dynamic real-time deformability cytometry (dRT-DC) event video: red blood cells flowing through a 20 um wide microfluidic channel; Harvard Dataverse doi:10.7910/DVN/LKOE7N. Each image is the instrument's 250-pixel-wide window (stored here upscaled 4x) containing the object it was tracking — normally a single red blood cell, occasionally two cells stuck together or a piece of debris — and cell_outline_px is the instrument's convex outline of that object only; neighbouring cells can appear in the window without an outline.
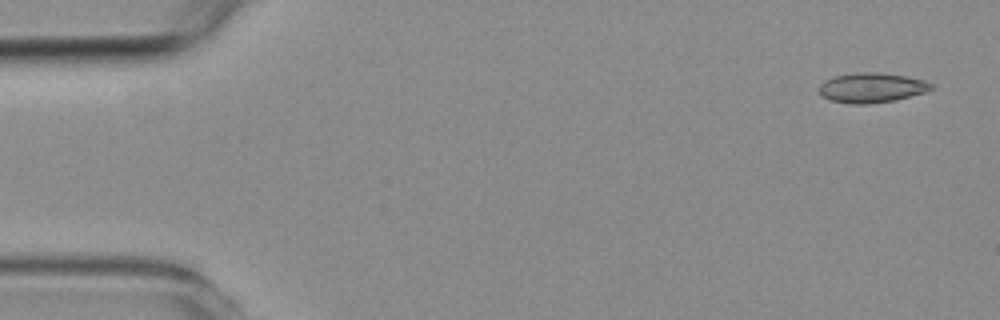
{"species": "common noctule bat (a hibernating species)", "species_latin": "Nyctalus noctula", "temperature_condition": "room temperature", "stored_images_in_passage": 5, "segment_of_instrument_passage": [2, 2], "camera_frame_rate_fps": 3000, "um_per_image_px": 0.085, "animal": {"sex": "female", "body_mass_g": 19.3, "forearm_length_mm": 54.1}, "frame": {"image": 1, "passage_image": 5, "time_ms": 5.333, "image_size_px": [1000, 320], "cell_outline_px": [[932, 88], [924, 92], [896, 100], [864, 104], [848, 104], [832, 100], [820, 96], [820, 84], [824, 80], [832, 76], [860, 72], [880, 72], [904, 76], [924, 80], [932, 84]], "centroid_in_image_um": [74.05, 7.45], "position_along_channel_um": 11.0, "area_um2": 19.42}}